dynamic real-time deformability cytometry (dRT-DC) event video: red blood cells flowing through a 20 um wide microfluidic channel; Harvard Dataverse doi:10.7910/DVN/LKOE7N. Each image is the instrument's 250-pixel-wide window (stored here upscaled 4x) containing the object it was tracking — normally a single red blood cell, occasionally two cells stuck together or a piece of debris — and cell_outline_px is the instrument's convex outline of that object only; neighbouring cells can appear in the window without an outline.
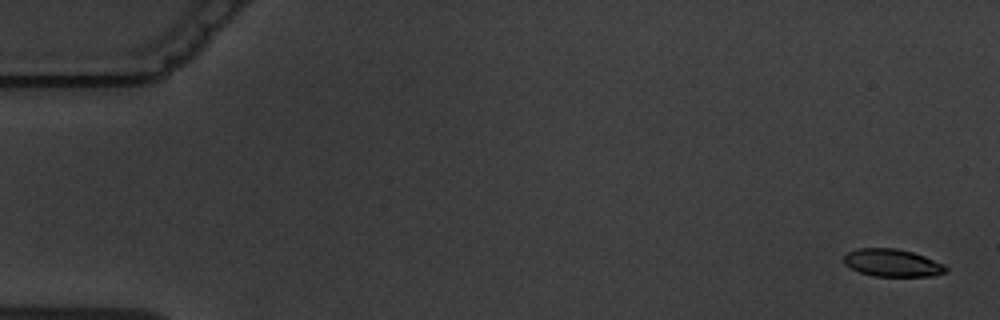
{"species": "common noctule bat (a hibernating species)", "species_latin": "Nyctalus noctula", "temperature_condition": "warm", "stored_images_in_passage": 5, "camera_frame_rate_fps": 3000, "um_per_image_px": 0.085, "animal": {"sex": "male", "body_mass_g": 19.5, "forearm_length_mm": 54.6}, "frame": {"image": 1, "passage_image": 1, "time_ms": 0.0, "image_size_px": [1000, 320], "cell_outline_px": [[948, 272], [932, 276], [872, 276], [860, 272], [844, 264], [844, 256], [848, 252], [856, 248], [896, 248], [912, 252], [924, 256], [944, 264], [948, 268]], "centroid_in_image_um": [75.86, 22.34], "position_along_channel_um": 9.1, "area_um2": 16.42}}
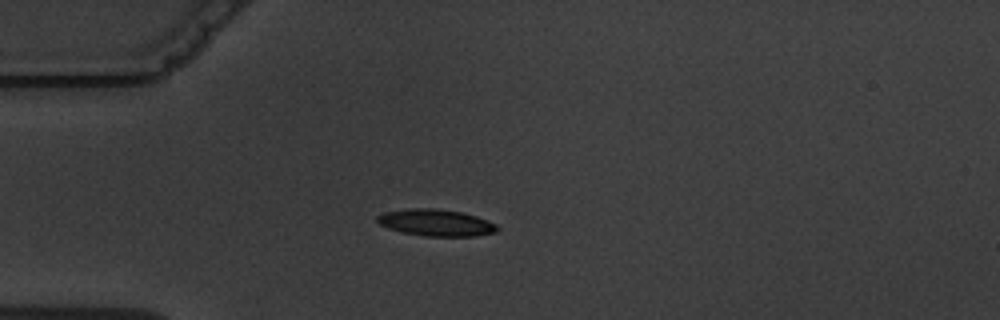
{"frame": {"image": 2, "passage_image": 5, "time_ms": 4.667, "image_size_px": [1000, 320], "cell_outline_px": [[500, 228], [496, 232], [476, 236], [424, 236], [404, 232], [388, 228], [380, 224], [376, 220], [376, 216], [384, 212], [408, 208], [432, 208], [464, 212], [476, 216], [496, 224]], "centroid_in_image_um": [37.07, 18.92], "position_along_channel_um": 47.9, "area_um2": 18.73}}